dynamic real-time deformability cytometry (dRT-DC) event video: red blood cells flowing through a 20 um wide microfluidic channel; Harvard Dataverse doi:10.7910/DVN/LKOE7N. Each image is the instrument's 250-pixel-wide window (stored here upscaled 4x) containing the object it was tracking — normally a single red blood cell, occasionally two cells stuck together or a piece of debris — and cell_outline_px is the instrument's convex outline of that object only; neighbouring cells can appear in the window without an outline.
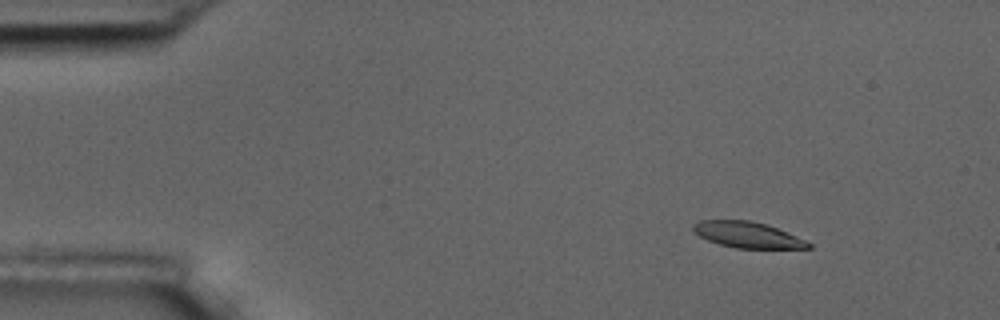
{"species": "common noctule bat (a hibernating species)", "species_latin": "Nyctalus noctula", "temperature_condition": "room temperature", "stored_images_in_passage": 6, "camera_frame_rate_fps": 3000, "um_per_image_px": 0.085, "animal": {"sex": "male", "body_mass_g": 17.5, "forearm_length_mm": 52.3}, "frame": {"image": 1, "passage_image": 2, "time_ms": 2.333, "image_size_px": [1000, 320], "cell_outline_px": [[812, 248], [736, 248], [720, 244], [708, 240], [692, 232], [692, 224], [700, 220], [748, 220], [768, 224], [796, 236], [812, 244]], "centroid_in_image_um": [63.51, 19.95], "position_along_channel_um": 21.5, "area_um2": 17.4}}
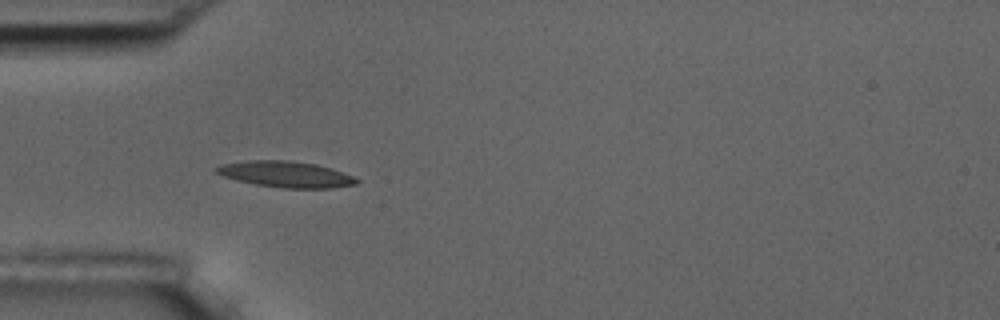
{"frame": {"image": 2, "passage_image": 5, "time_ms": 5.667, "image_size_px": [1000, 320], "cell_outline_px": [[360, 180], [356, 184], [332, 188], [284, 188], [256, 184], [236, 180], [212, 172], [212, 168], [220, 164], [248, 160], [292, 160], [316, 164], [332, 168], [352, 176]], "centroid_in_image_um": [24.24, 14.8], "position_along_channel_um": 60.8, "area_um2": 21.5}}